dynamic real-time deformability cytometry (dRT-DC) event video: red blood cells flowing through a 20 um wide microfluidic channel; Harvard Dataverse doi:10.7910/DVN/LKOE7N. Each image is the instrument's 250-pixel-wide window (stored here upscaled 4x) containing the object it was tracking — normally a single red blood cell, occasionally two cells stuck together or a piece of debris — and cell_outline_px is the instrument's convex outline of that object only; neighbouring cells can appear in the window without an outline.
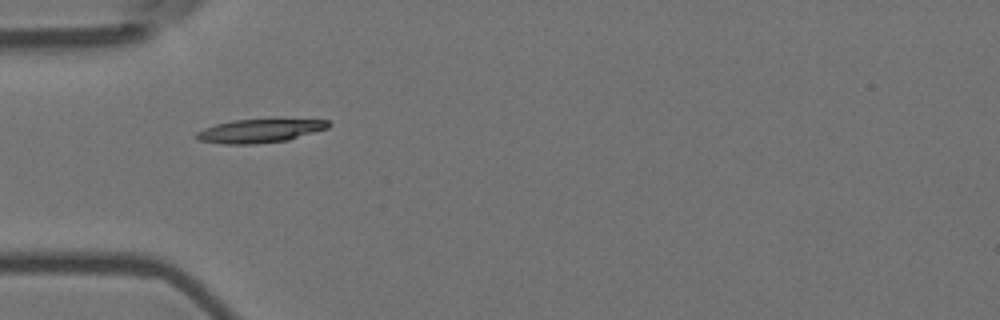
{"species": "Egyptian fruit bat (a non-hibernating species)", "species_latin": "Rousettus aegyptiacus", "temperature_condition": "room temperature", "stored_images_in_passage": 2, "camera_frame_rate_fps": 3000, "um_per_image_px": 0.085, "animal": {"sex": "female"}, "frame": {"image": 1, "passage_image": 1, "time_ms": 0.0, "image_size_px": [1000, 320], "cell_outline_px": [[332, 124], [328, 128], [288, 140], [256, 144], [224, 144], [200, 140], [196, 136], [196, 132], [204, 128], [216, 124], [232, 120], [276, 116], [328, 120]], "centroid_in_image_um": [22.19, 11.06], "position_along_channel_um": 62.8, "area_um2": 19.19}}
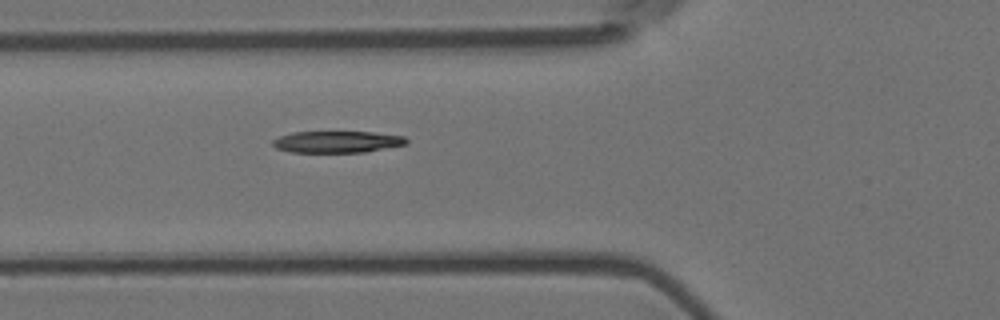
{"frame": {"image": 2, "passage_image": 2, "time_ms": 0.333, "image_size_px": [1000, 320], "cell_outline_px": [[408, 144], [364, 152], [292, 152], [276, 148], [272, 144], [272, 140], [280, 136], [292, 132], [372, 132], [404, 136], [408, 140]], "centroid_in_image_um": [28.66, 12.05], "position_along_channel_um": 97.1, "area_um2": 16.82}}